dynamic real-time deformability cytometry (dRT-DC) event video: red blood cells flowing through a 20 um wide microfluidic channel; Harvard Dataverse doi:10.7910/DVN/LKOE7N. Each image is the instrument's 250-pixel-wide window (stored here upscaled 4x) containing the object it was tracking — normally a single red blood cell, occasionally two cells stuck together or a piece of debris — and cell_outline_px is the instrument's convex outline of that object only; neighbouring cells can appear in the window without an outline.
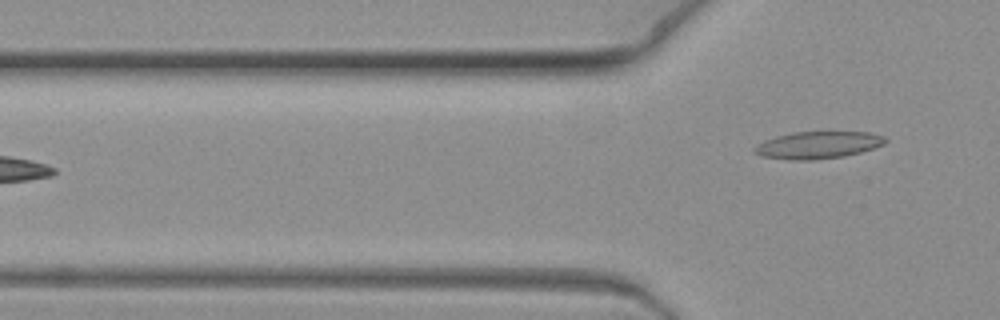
{"species": "common noctule bat (a hibernating species)", "species_latin": "Nyctalus noctula", "temperature_condition": "warm", "stored_images_in_passage": 6, "segment_of_instrument_passage": [2, 2], "camera_frame_rate_fps": 3000, "um_per_image_px": 0.085, "animal": {"sex": "female", "body_mass_g": 19.3, "forearm_length_mm": 54.1}, "frame": {"image": 1, "passage_image": 6, "time_ms": 1.667, "image_size_px": [1000, 320], "cell_outline_px": [[888, 140], [884, 144], [860, 152], [844, 156], [816, 160], [792, 160], [760, 156], [752, 152], [752, 148], [764, 140], [776, 136], [792, 132], [872, 132], [884, 136]], "centroid_in_image_um": [69.49, 12.33], "position_along_channel_um": 56.3, "area_um2": 20.87}}